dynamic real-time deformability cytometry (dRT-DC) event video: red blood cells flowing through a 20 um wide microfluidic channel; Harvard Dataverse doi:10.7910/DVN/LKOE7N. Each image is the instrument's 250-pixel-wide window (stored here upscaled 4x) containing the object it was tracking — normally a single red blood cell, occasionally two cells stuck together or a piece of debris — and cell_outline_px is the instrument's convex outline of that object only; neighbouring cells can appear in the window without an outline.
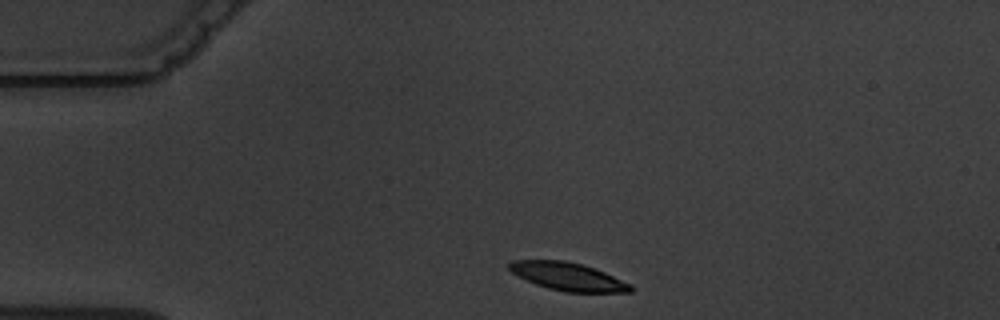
{"species": "common noctule bat (a hibernating species)", "species_latin": "Nyctalus noctula", "temperature_condition": "warm", "stored_images_in_passage": 2, "camera_frame_rate_fps": 3000, "um_per_image_px": 0.085, "animal": {"sex": "male", "body_mass_g": 19.5, "forearm_length_mm": 54.6}, "frame": {"image": 1, "passage_image": 1, "time_ms": 0.0, "image_size_px": [1000, 320], "cell_outline_px": [[632, 292], [564, 292], [548, 288], [536, 284], [512, 272], [508, 268], [508, 264], [512, 260], [564, 260], [596, 268], [632, 284]], "centroid_in_image_um": [48.31, 23.5], "position_along_channel_um": 36.7, "area_um2": 19.71}}